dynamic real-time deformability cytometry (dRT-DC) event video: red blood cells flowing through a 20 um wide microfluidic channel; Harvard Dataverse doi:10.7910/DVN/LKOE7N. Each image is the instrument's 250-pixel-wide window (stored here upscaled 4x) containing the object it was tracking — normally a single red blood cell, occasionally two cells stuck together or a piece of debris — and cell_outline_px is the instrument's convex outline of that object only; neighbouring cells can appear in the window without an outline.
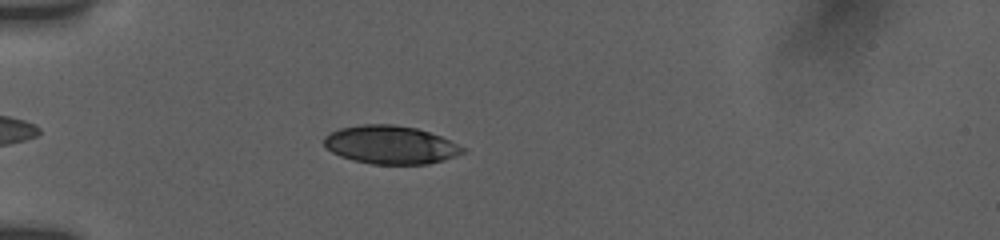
{"species": "human", "species_latin": "Homo sapiens", "temperature_condition": "room temperature", "stored_images_in_passage": 7, "camera_frame_rate_fps": 3000, "um_per_image_px": 0.085, "donor": {"sex": "female"}, "frame": {"image": 1, "passage_image": 4, "time_ms": 1.667, "image_size_px": [1000, 240], "cell_outline_px": [[464, 152], [456, 156], [444, 160], [428, 164], [372, 164], [352, 160], [340, 156], [324, 148], [324, 136], [340, 128], [364, 124], [392, 124], [416, 128], [440, 136], [464, 148]], "centroid_in_image_um": [33.16, 12.32], "position_along_channel_um": 51.8, "area_um2": 30.81}}
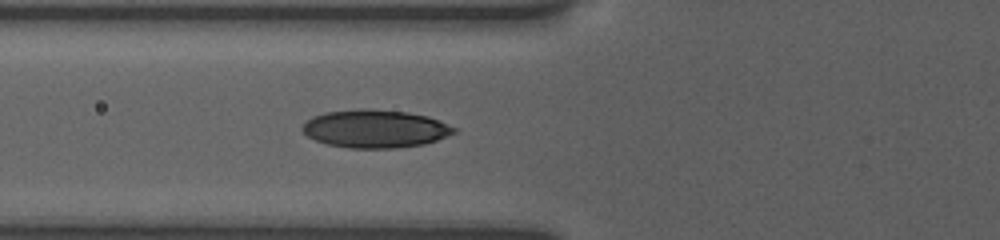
{"frame": {"image": 2, "passage_image": 7, "time_ms": 3.333, "image_size_px": [1000, 240], "cell_outline_px": [[456, 132], [436, 140], [424, 144], [396, 148], [348, 148], [328, 144], [316, 140], [308, 136], [300, 128], [312, 116], [324, 112], [356, 108], [364, 108], [408, 112], [428, 116], [456, 128]], "centroid_in_image_um": [31.86, 10.93], "position_along_channel_um": 93.9, "area_um2": 33.58}}